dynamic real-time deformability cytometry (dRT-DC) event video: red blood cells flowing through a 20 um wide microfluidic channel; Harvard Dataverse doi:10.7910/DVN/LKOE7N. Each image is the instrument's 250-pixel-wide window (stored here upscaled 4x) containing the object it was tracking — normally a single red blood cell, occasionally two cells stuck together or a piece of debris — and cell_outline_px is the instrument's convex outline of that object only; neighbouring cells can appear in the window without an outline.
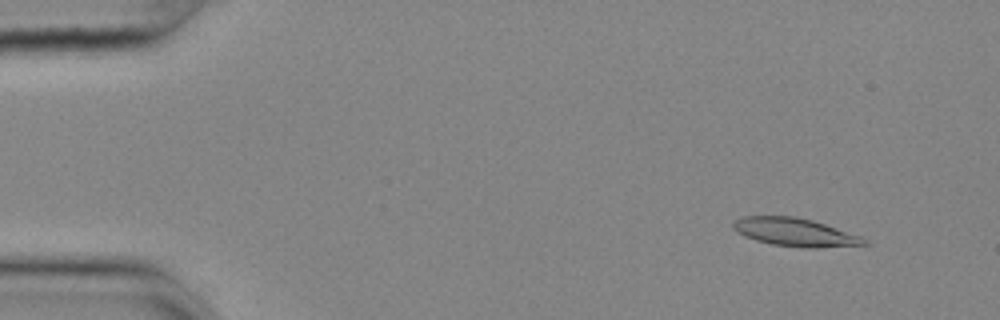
{"species": "common noctule bat (a hibernating species)", "species_latin": "Nyctalus noctula", "temperature_condition": "cold", "stored_images_in_passage": 55, "camera_frame_rate_fps": 3000, "um_per_image_px": 0.085, "animal": {"sex": "female", "body_mass_g": 25.1}, "frame": {"image": 1, "passage_image": 5, "time_ms": 1.333, "image_size_px": [1000, 320], "cell_outline_px": [[872, 244], [816, 248], [808, 248], [772, 244], [756, 240], [744, 236], [736, 232], [732, 228], [732, 220], [744, 216], [796, 216], [812, 220], [860, 236], [868, 240]], "centroid_in_image_um": [67.55, 19.73], "position_along_channel_um": 17.5, "area_um2": 21.56}}
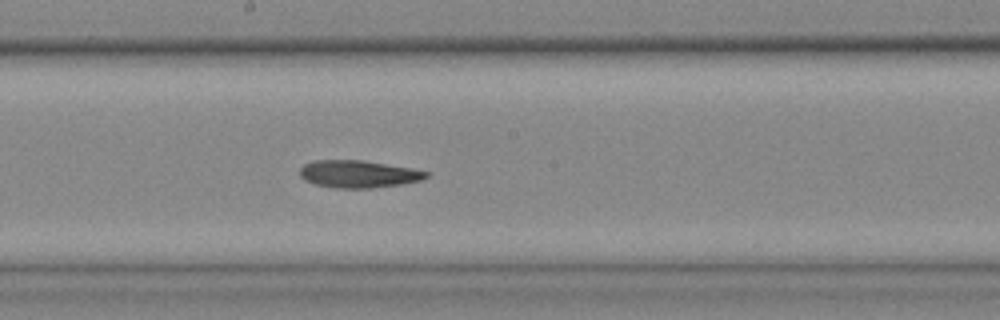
{"frame": {"image": 2, "passage_image": 30, "time_ms": 9.667, "image_size_px": [1000, 320], "cell_outline_px": [[428, 176], [420, 180], [400, 184], [372, 188], [336, 188], [316, 184], [304, 180], [300, 176], [300, 168], [304, 164], [312, 160], [364, 160], [412, 168], [428, 172]], "centroid_in_image_um": [30.43, 14.78], "position_along_channel_um": 217.8, "area_um2": 20.11}}
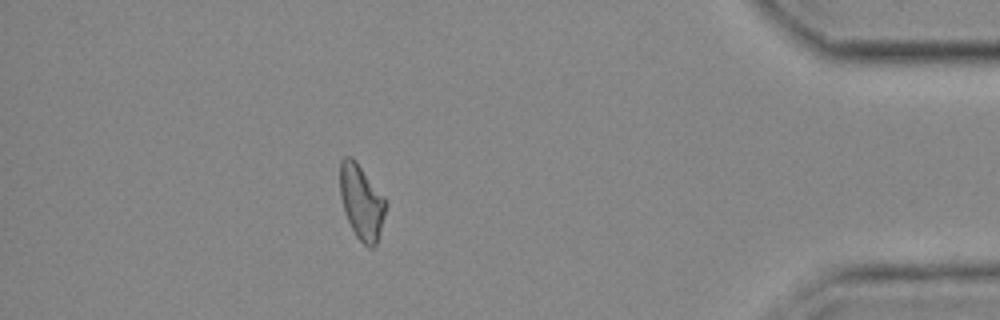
{"frame": {"image": 3, "passage_image": 49, "time_ms": 16.0, "image_size_px": [1000, 320], "cell_outline_px": [[388, 204], [380, 232], [376, 244], [372, 248], [368, 248], [356, 236], [344, 212], [340, 196], [340, 160], [344, 156], [352, 156], [356, 160], [384, 196]], "centroid_in_image_um": [30.73, 17.14], "position_along_channel_um": 404.5, "area_um2": 20.11}}